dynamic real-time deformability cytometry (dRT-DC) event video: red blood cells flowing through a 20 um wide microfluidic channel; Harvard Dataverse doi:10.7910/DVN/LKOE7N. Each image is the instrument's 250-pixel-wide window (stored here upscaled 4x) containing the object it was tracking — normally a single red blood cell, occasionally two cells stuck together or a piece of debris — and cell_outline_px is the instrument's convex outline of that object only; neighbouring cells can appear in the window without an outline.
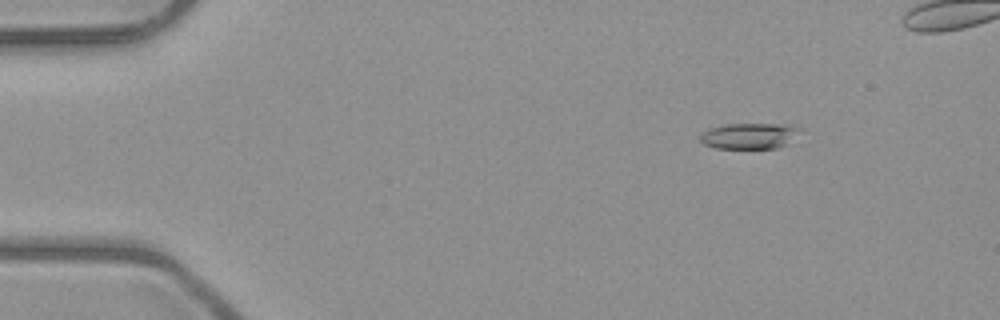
{"species": "common noctule bat (a hibernating species)", "species_latin": "Nyctalus noctula", "temperature_condition": "room temperature", "stored_images_in_passage": 6, "camera_frame_rate_fps": 3000, "um_per_image_px": 0.085, "animal": {"sex": "male", "body_mass_g": 23.1, "forearm_length_mm": 52.7}, "frame": {"image": 1, "passage_image": 2, "time_ms": 1.0, "image_size_px": [1000, 320], "cell_outline_px": [[804, 128], [784, 144], [776, 148], [716, 148], [704, 144], [700, 140], [700, 136], [708, 128], [724, 124], [784, 124]], "centroid_in_image_um": [63.66, 11.53], "position_along_channel_um": 21.3, "area_um2": 14.85}}